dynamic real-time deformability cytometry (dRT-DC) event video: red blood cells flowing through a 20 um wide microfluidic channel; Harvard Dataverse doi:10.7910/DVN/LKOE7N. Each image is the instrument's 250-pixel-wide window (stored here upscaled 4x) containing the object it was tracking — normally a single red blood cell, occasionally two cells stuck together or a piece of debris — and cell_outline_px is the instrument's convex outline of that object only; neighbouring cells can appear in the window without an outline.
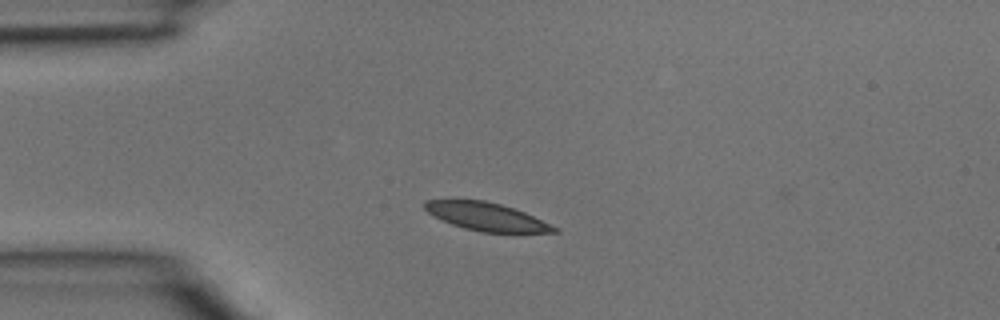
{"species": "common noctule bat (a hibernating species)", "species_latin": "Nyctalus noctula", "temperature_condition": "room temperature", "stored_images_in_passage": 3, "camera_frame_rate_fps": 3000, "um_per_image_px": 0.085, "animal": {"sex": "male", "body_mass_g": 15.6}, "frame": {"image": 1, "passage_image": 2, "time_ms": 0.333, "image_size_px": [1000, 320], "cell_outline_px": [[560, 232], [484, 232], [464, 228], [452, 224], [428, 212], [424, 208], [424, 200], [484, 200], [500, 204], [524, 212], [556, 228]], "centroid_in_image_um": [41.31, 18.4], "position_along_channel_um": 43.7, "area_um2": 20.46}}